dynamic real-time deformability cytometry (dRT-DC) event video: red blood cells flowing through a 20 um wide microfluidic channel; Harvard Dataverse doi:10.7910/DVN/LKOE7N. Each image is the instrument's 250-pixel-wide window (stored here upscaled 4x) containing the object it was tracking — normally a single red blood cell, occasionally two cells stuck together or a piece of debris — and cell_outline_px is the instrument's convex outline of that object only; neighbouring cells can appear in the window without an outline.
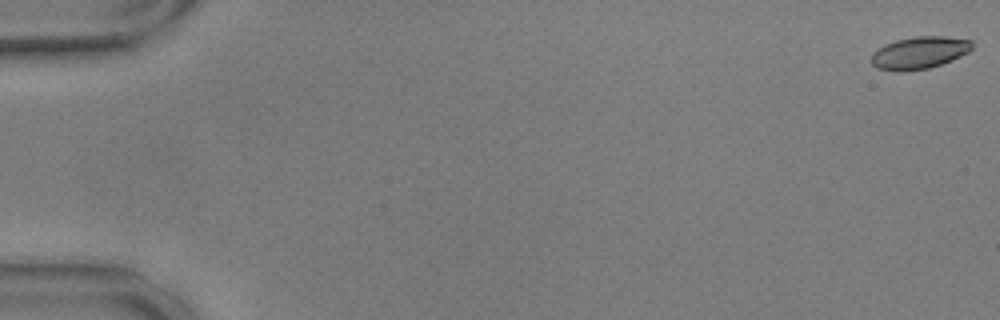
{"species": "common noctule bat (a hibernating species)", "species_latin": "Nyctalus noctula", "temperature_condition": "warm", "stored_images_in_passage": 57, "camera_frame_rate_fps": 3000, "um_per_image_px": 0.085, "animal": {"sex": "male", "body_mass_g": 17.9, "forearm_length_mm": 54.2}, "frame": {"image": 1, "passage_image": 1, "time_ms": 0.0, "image_size_px": [1000, 320], "cell_outline_px": [[972, 48], [968, 52], [952, 60], [928, 68], [900, 72], [896, 72], [876, 68], [872, 64], [872, 52], [884, 44], [896, 40], [916, 36], [944, 36], [972, 40]], "centroid_in_image_um": [78.12, 4.48], "position_along_channel_um": 6.9, "area_um2": 19.02}}
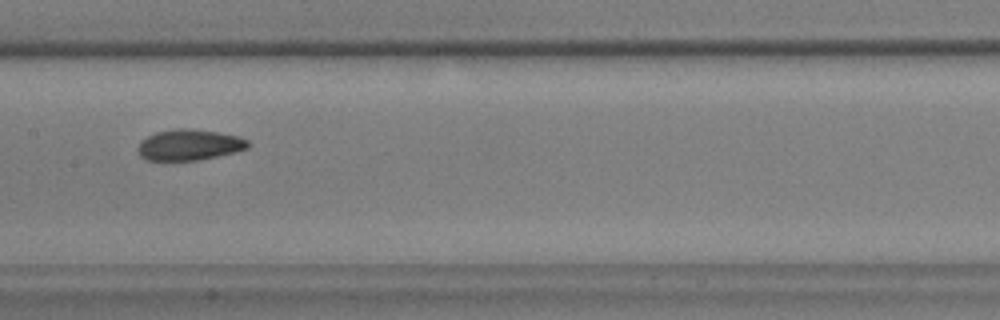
{"frame": {"image": 2, "passage_image": 30, "time_ms": 9.667, "image_size_px": [1000, 320], "cell_outline_px": [[252, 144], [248, 148], [236, 152], [200, 160], [144, 160], [140, 156], [136, 148], [140, 140], [156, 132], [176, 128], [184, 128], [216, 132], [240, 136], [248, 140]], "centroid_in_image_um": [16.09, 12.32], "position_along_channel_um": 191.3, "area_um2": 20.06}}
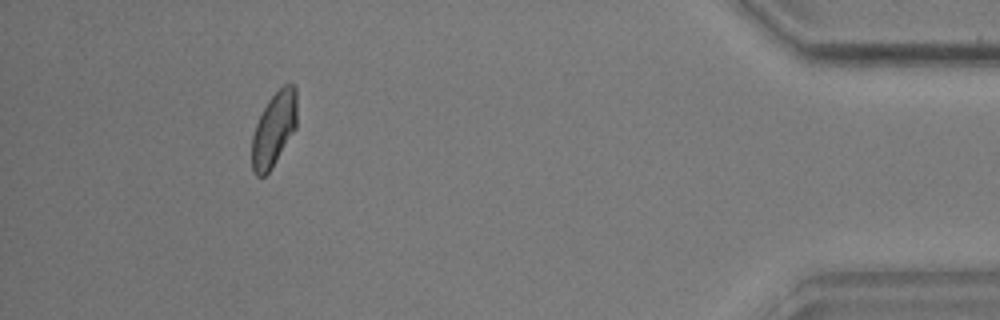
{"frame": {"image": 3, "passage_image": 53, "time_ms": 17.333, "image_size_px": [1000, 320], "cell_outline_px": [[296, 128], [272, 168], [264, 176], [256, 176], [252, 172], [252, 136], [256, 124], [268, 100], [284, 84], [292, 84], [296, 88]], "centroid_in_image_um": [23.28, 11.01], "position_along_channel_um": 411.9, "area_um2": 19.36}, "authors_computed_cell_mechanics": {"area_um2": 19.652, "velocity_mm_per_s": 3.5857, "shape_relaxation_time_tau1_ms": 6.6154, "shape_relaxation_time_tau2_ms": 2.1107, "deformation_change_tau1": 0.1545, "deformation_change_tau2": 0.0651}}